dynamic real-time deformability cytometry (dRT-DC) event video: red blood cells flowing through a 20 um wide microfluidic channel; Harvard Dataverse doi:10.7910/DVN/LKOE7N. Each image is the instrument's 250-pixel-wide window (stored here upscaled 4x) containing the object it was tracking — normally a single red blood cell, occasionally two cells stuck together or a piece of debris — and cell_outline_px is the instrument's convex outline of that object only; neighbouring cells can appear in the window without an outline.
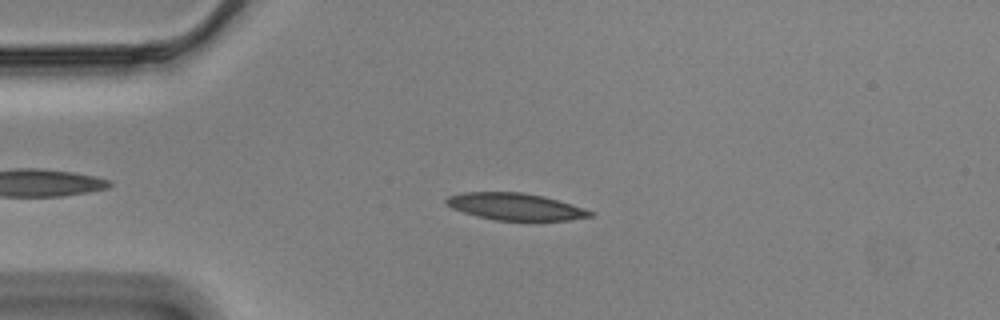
{"species": "Egyptian fruit bat (a non-hibernating species)", "species_latin": "Rousettus aegyptiacus", "temperature_condition": "cold", "stored_images_in_passage": 54, "camera_frame_rate_fps": 3000, "um_per_image_px": 0.085, "animal": {"sex": "male"}, "frame": {"image": 1, "passage_image": 10, "time_ms": 3.0, "image_size_px": [1000, 320], "cell_outline_px": [[592, 216], [568, 220], [496, 220], [476, 216], [452, 208], [444, 200], [448, 196], [464, 192], [524, 192], [544, 196], [584, 208], [592, 212]], "centroid_in_image_um": [43.78, 17.55], "position_along_channel_um": 41.2, "area_um2": 22.37}}
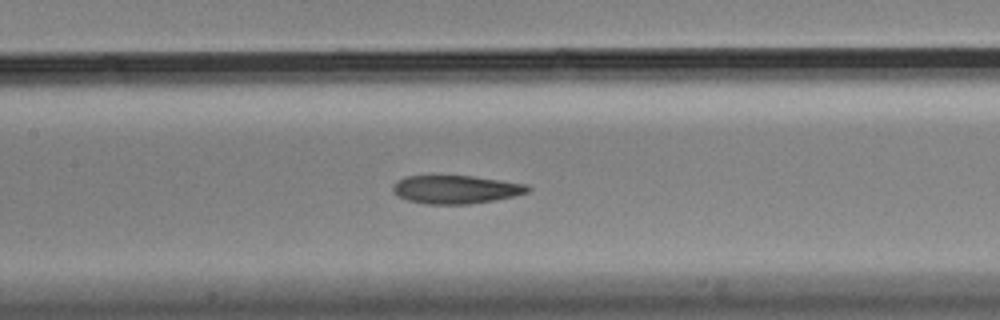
{"frame": {"image": 2, "passage_image": 23, "time_ms": 7.333, "image_size_px": [1000, 320], "cell_outline_px": [[532, 188], [528, 192], [516, 196], [468, 204], [424, 204], [408, 200], [392, 192], [392, 184], [396, 180], [404, 176], [472, 176], [528, 184]], "centroid_in_image_um": [38.74, 16.1], "position_along_channel_um": 168.7, "area_um2": 22.31}}
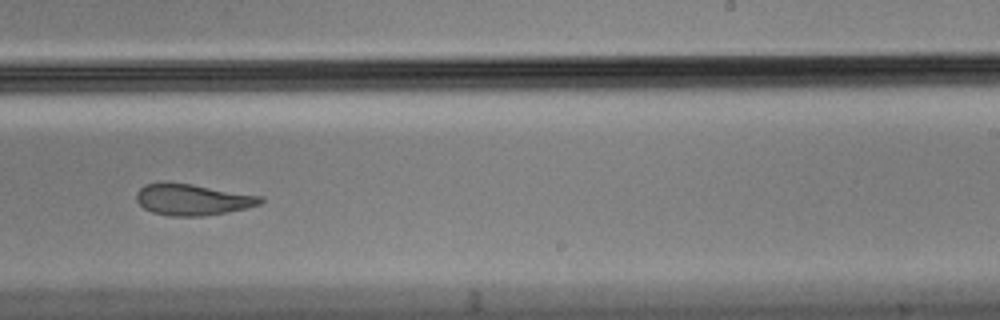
{"frame": {"image": 3, "passage_image": 32, "time_ms": 10.333, "image_size_px": [1000, 320], "cell_outline_px": [[264, 200], [260, 204], [244, 208], [204, 216], [172, 216], [152, 212], [144, 208], [136, 200], [136, 192], [144, 184], [192, 184], [264, 196]], "centroid_in_image_um": [16.39, 16.97], "position_along_channel_um": 272.6, "area_um2": 22.2}, "authors_computed_cell_mechanics": {"area_um2": 23.0044, "velocity_mm_per_s": 3.4749, "shape_relaxation_time_tau1_ms": 5.6668, "shape_relaxation_time_tau2_ms": 2.8323, "deformation_change_tau1": 0.1892, "deformation_change_tau2": 0.1148}}